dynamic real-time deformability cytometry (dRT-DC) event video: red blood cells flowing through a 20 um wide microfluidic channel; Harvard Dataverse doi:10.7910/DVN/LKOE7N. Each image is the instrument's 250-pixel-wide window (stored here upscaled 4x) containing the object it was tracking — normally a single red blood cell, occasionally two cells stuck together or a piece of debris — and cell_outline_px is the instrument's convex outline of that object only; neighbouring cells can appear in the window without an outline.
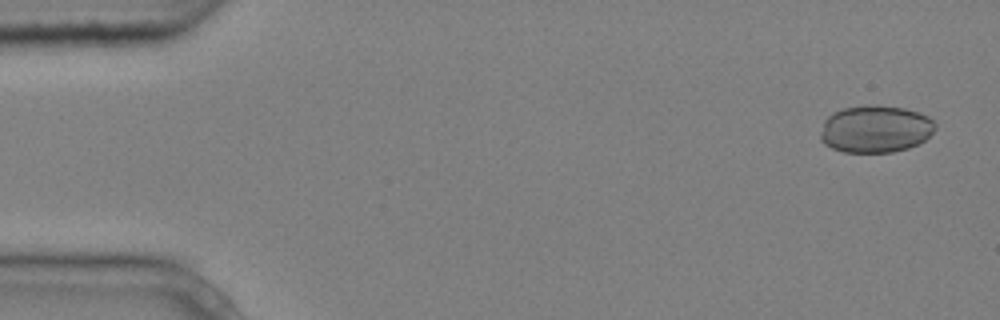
{"species": "common noctule bat (a hibernating species)", "species_latin": "Nyctalus noctula", "temperature_condition": "cold", "stored_images_in_passage": 4, "camera_frame_rate_fps": 3000, "um_per_image_px": 0.085, "animal": {"sex": "male", "body_mass_g": 20.4}, "frame": {"image": 1, "passage_image": 1, "time_ms": 0.0, "image_size_px": [1000, 320], "cell_outline_px": [[936, 128], [924, 140], [908, 148], [892, 152], [844, 152], [832, 148], [824, 144], [820, 140], [820, 132], [824, 120], [832, 112], [844, 108], [868, 104], [876, 104], [904, 108], [928, 116], [936, 124]], "centroid_in_image_um": [74.38, 10.95], "position_along_channel_um": 10.6, "area_um2": 31.79}}